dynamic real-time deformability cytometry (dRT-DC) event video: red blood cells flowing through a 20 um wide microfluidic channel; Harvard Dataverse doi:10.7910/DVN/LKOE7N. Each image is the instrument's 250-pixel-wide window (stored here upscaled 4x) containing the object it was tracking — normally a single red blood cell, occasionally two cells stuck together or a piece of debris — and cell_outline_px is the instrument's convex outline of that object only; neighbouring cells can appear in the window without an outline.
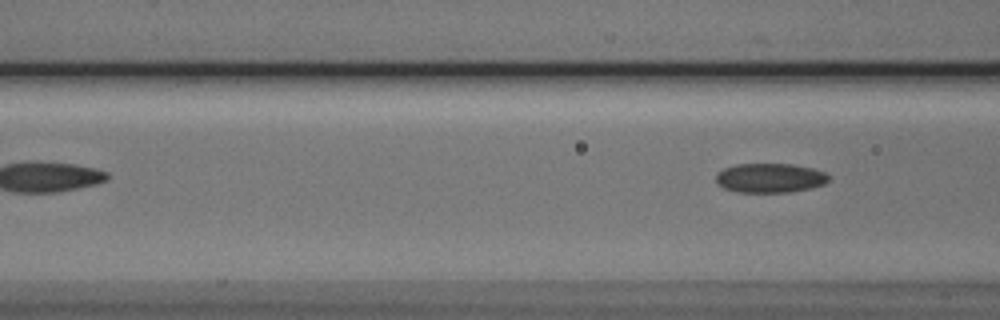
{"species": "Egyptian fruit bat (a non-hibernating species)", "species_latin": "Rousettus aegyptiacus", "temperature_condition": "cold", "stored_images_in_passage": 3, "camera_frame_rate_fps": 3000, "um_per_image_px": 0.085, "animal": {"sex": "male"}, "frame": {"image": 1, "passage_image": 3, "time_ms": 2.333, "image_size_px": [1000, 320], "cell_outline_px": [[828, 180], [824, 184], [808, 188], [788, 192], [740, 192], [724, 188], [716, 184], [716, 172], [724, 168], [736, 164], [792, 164], [812, 168], [824, 172], [828, 176]], "centroid_in_image_um": [65.39, 15.12], "position_along_channel_um": 101.2, "area_um2": 19.19}}